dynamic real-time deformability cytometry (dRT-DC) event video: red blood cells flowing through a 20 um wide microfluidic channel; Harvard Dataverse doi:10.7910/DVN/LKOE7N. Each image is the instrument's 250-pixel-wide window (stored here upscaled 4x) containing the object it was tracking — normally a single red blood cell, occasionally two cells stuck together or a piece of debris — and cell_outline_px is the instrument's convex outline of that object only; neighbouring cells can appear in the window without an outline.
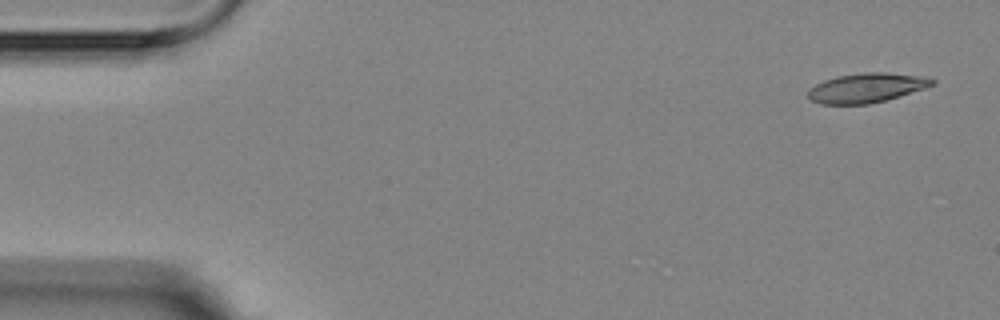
{"species": "Egyptian fruit bat (a non-hibernating species)", "species_latin": "Rousettus aegyptiacus", "temperature_condition": "room temperature", "stored_images_in_passage": 2, "camera_frame_rate_fps": 3000, "um_per_image_px": 0.085, "animal": {"sex": "female"}, "frame": {"image": 1, "passage_image": 1, "time_ms": 0.0, "image_size_px": [1000, 320], "cell_outline_px": [[936, 84], [924, 88], [884, 100], [868, 104], [820, 104], [812, 100], [808, 96], [808, 92], [816, 84], [824, 80], [836, 76], [864, 72], [884, 72], [928, 76], [936, 80]], "centroid_in_image_um": [73.69, 7.45], "position_along_channel_um": 11.3, "area_um2": 21.21}}